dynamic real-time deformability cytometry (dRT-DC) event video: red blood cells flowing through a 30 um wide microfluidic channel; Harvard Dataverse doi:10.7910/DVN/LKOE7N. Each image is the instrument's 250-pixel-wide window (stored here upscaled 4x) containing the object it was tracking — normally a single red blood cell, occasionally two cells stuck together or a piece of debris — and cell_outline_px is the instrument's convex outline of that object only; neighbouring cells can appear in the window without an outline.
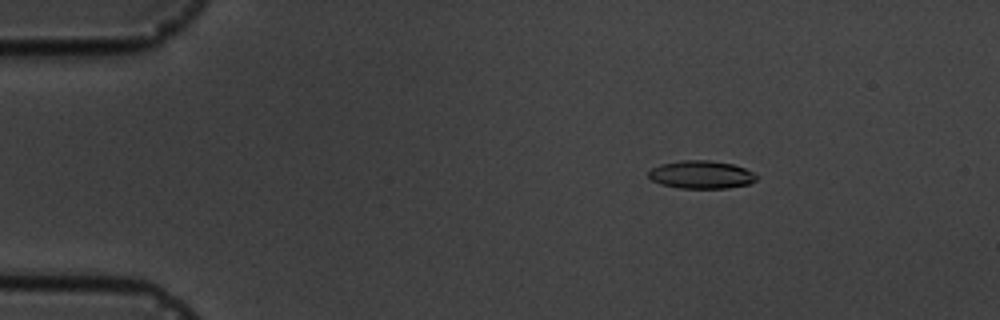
{"species": "common noctule bat (a hibernating species)", "species_latin": "Nyctalus noctula", "temperature_condition": "cold", "stored_images_in_passage": 5, "camera_frame_rate_fps": 3000, "um_per_image_px": 0.085, "animal": {"sex": "male", "body_mass_g": 19.5, "forearm_length_mm": 54.6}, "frame": {"image": 1, "passage_image": 2, "time_ms": 1.333, "image_size_px": [1000, 320], "cell_outline_px": [[756, 180], [748, 184], [728, 188], [680, 188], [660, 184], [652, 180], [648, 176], [648, 172], [652, 168], [660, 164], [680, 160], [708, 160], [732, 164], [744, 168], [752, 172], [756, 176]], "centroid_in_image_um": [59.57, 14.84], "position_along_channel_um": 25.4, "area_um2": 17.51}}
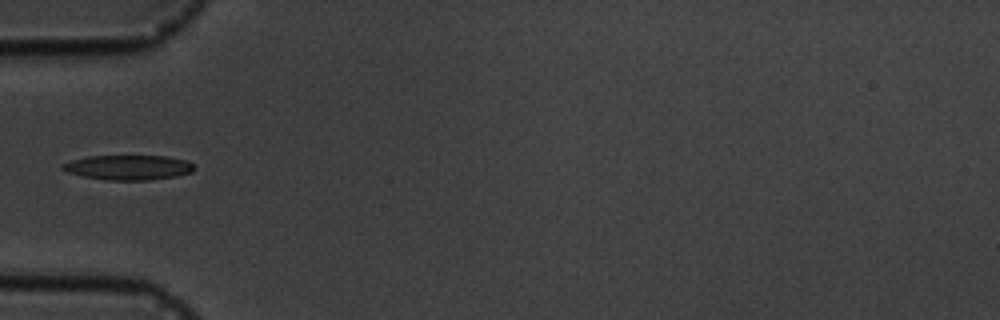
{"frame": {"image": 2, "passage_image": 5, "time_ms": 4.667, "image_size_px": [1000, 320], "cell_outline_px": [[196, 168], [192, 172], [176, 176], [148, 180], [108, 180], [84, 176], [64, 172], [60, 168], [64, 164], [72, 160], [88, 156], [164, 156], [184, 160], [192, 164]], "centroid_in_image_um": [10.89, 14.23], "position_along_channel_um": 74.1, "area_um2": 18.9}}